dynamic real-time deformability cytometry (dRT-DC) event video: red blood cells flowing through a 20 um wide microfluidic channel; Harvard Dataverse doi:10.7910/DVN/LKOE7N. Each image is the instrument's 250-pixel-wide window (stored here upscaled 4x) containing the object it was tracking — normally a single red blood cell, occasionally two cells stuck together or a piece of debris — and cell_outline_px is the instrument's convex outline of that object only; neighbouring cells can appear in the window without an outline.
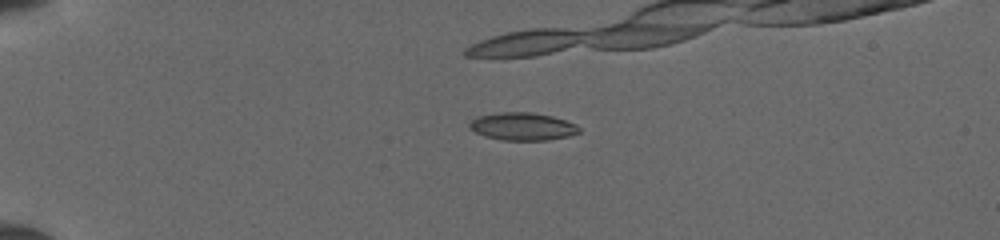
{"species": "common noctule bat (a hibernating species)", "species_latin": "Nyctalus noctula", "temperature_condition": "cold", "stored_images_in_passage": 16, "camera_frame_rate_fps": 3000, "um_per_image_px": 0.085, "animal": {"sex": "female", "body_mass_g": 19.5, "forearm_length_mm": 54.1}, "frame": {"image": 1, "passage_image": 5, "time_ms": 1.333, "image_size_px": [1000, 240], "cell_outline_px": [[580, 132], [568, 136], [548, 140], [500, 140], [484, 136], [468, 128], [468, 124], [472, 120], [480, 116], [500, 112], [532, 112], [552, 116], [576, 124], [580, 128]], "centroid_in_image_um": [44.41, 10.75], "position_along_channel_um": 40.6, "area_um2": 17.69}}